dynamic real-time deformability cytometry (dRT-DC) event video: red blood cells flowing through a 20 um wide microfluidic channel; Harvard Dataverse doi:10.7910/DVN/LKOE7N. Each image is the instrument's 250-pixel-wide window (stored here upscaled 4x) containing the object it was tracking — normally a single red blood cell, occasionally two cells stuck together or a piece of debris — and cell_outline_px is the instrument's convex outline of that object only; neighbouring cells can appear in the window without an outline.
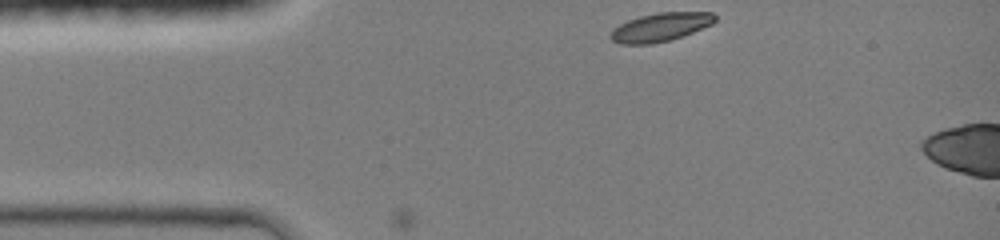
{"species": "common noctule bat (a hibernating species)", "species_latin": "Nyctalus noctula", "temperature_condition": "room temperature", "stored_images_in_passage": 16, "camera_frame_rate_fps": 3000, "um_per_image_px": 0.085, "animal": {"sex": "female", "body_mass_g": 19.0, "forearm_length_mm": 51.5}, "frame": {"image": 1, "passage_image": 1, "time_ms": 0.0, "image_size_px": [1000, 240], "cell_outline_px": [[716, 20], [712, 24], [692, 32], [668, 40], [652, 44], [620, 44], [612, 40], [608, 36], [620, 24], [628, 20], [640, 16], [656, 12], [712, 12], [716, 16]], "centroid_in_image_um": [56.14, 2.3], "position_along_channel_um": 28.9, "area_um2": 17.17}}